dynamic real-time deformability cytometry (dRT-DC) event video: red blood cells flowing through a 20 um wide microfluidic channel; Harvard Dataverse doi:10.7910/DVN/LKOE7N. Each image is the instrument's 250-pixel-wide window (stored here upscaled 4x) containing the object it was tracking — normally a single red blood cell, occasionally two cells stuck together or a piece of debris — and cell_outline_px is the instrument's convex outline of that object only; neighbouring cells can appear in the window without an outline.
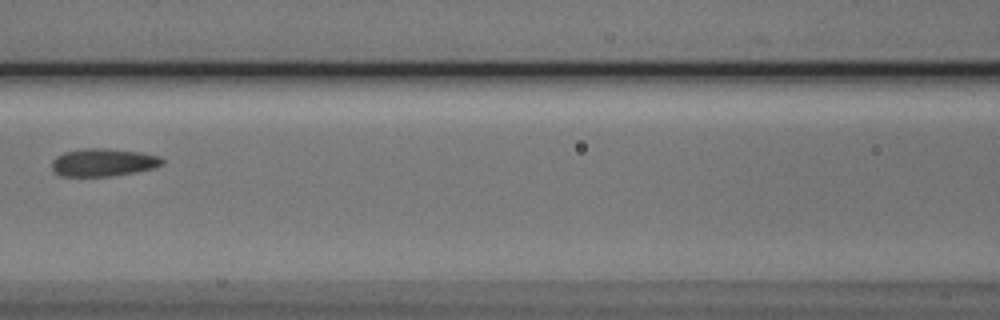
{"species": "Egyptian fruit bat (a non-hibernating species)", "species_latin": "Rousettus aegyptiacus", "temperature_condition": "cold", "stored_images_in_passage": 11, "camera_frame_rate_fps": 3000, "um_per_image_px": 0.085, "animal": {"sex": "male"}, "frame": {"image": 1, "passage_image": 7, "time_ms": 8.0, "image_size_px": [1000, 320], "cell_outline_px": [[164, 164], [152, 168], [136, 172], [112, 176], [60, 176], [52, 172], [52, 160], [56, 156], [64, 152], [84, 148], [104, 148], [140, 152], [160, 156], [164, 160]], "centroid_in_image_um": [8.75, 13.81], "position_along_channel_um": 157.8, "area_um2": 18.03}}
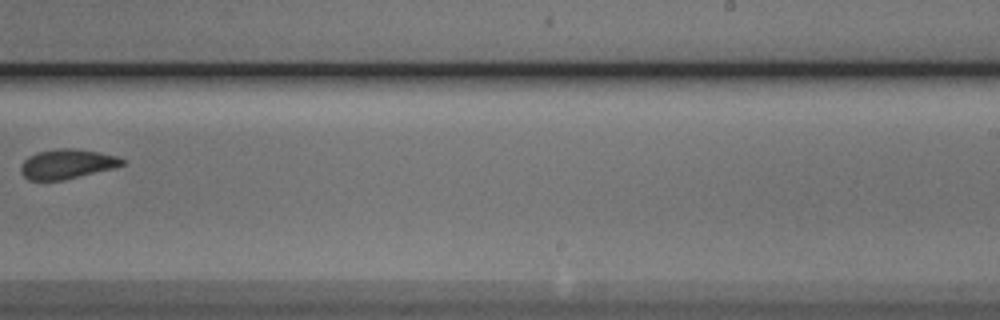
{"frame": {"image": 2, "passage_image": 10, "time_ms": 11.333, "image_size_px": [1000, 320], "cell_outline_px": [[124, 164], [112, 168], [64, 180], [28, 180], [20, 172], [20, 164], [28, 156], [36, 152], [56, 148], [76, 148], [100, 152], [116, 156], [124, 160]], "centroid_in_image_um": [5.64, 13.93], "position_along_channel_um": 283.4, "area_um2": 17.57}}
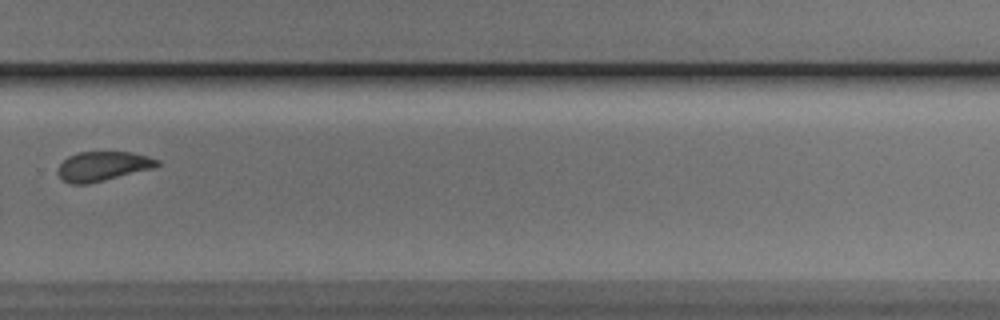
{"frame": {"image": 3, "passage_image": 11, "time_ms": 12.333, "image_size_px": [1000, 320], "cell_outline_px": [[160, 164], [152, 168], [88, 184], [72, 184], [64, 180], [56, 172], [60, 164], [68, 156], [76, 152], [132, 152], [148, 156], [160, 160]], "centroid_in_image_um": [8.72, 14.11], "position_along_channel_um": 321.1, "area_um2": 16.94}}